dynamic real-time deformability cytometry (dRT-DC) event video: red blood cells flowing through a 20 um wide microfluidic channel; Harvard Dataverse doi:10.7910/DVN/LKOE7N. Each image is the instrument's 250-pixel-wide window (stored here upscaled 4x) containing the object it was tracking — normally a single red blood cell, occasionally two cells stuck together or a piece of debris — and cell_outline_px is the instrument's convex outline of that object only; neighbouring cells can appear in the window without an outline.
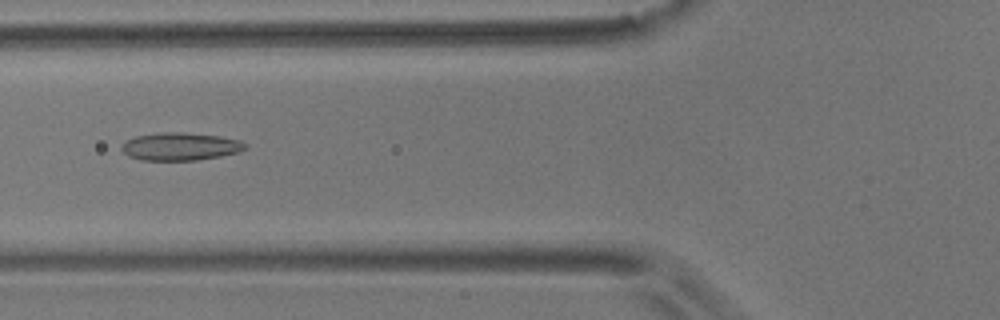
{"species": "common noctule bat (a hibernating species)", "species_latin": "Nyctalus noctula", "temperature_condition": "room temperature", "stored_images_in_passage": 4, "camera_frame_rate_fps": 3000, "um_per_image_px": 0.085, "animal": {"sex": "male", "body_mass_g": 17.9}, "frame": {"image": 1, "passage_image": 3, "time_ms": 0.667, "image_size_px": [1000, 320], "cell_outline_px": [[248, 148], [240, 152], [220, 156], [196, 160], [140, 160], [128, 156], [120, 148], [120, 144], [136, 136], [160, 132], [184, 132], [220, 136], [240, 140], [248, 144]], "centroid_in_image_um": [15.35, 12.45], "position_along_channel_um": 110.5, "area_um2": 20.23}}
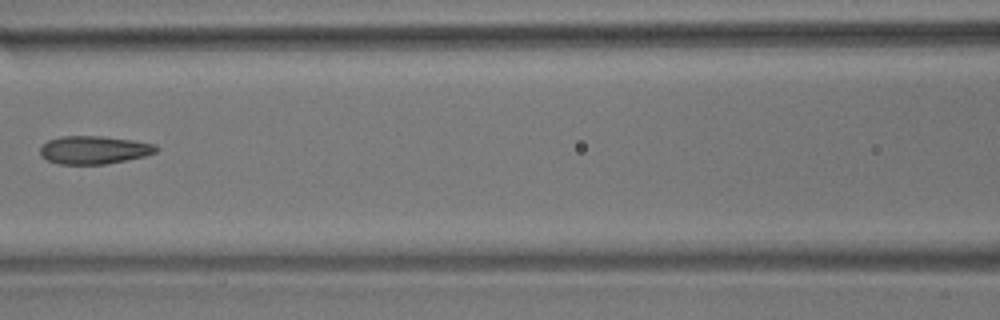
{"frame": {"image": 2, "passage_image": 4, "time_ms": 1.0, "image_size_px": [1000, 320], "cell_outline_px": [[160, 148], [156, 152], [144, 156], [104, 164], [60, 164], [48, 160], [40, 156], [40, 148], [48, 140], [60, 136], [100, 136], [132, 140], [156, 144]], "centroid_in_image_um": [7.99, 12.74], "position_along_channel_um": 158.6, "area_um2": 18.9}}